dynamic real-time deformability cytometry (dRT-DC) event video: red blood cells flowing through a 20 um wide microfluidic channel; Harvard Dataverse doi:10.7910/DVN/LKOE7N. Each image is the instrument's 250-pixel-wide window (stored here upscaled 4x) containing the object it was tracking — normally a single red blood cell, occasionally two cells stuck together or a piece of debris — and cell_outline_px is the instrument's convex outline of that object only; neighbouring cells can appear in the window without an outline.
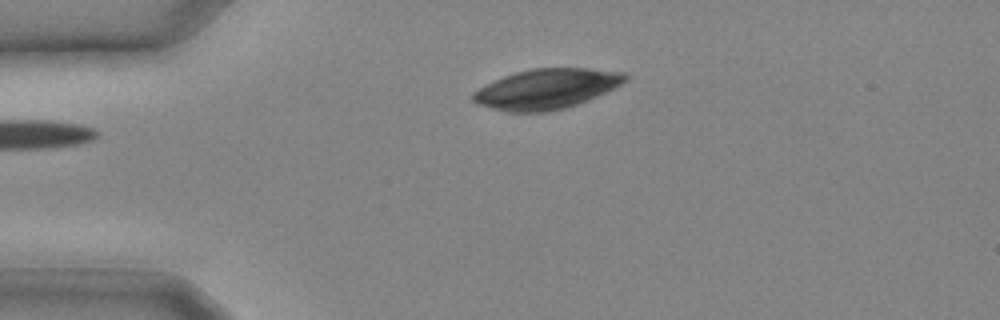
{"species": "common noctule bat (a hibernating species)", "species_latin": "Nyctalus noctula", "temperature_condition": "cold", "stored_images_in_passage": 3, "camera_frame_rate_fps": 3000, "um_per_image_px": 0.085, "animal": {"sex": "male", "body_mass_g": 20.4}, "frame": {"image": 1, "passage_image": 1, "time_ms": 0.0, "image_size_px": [1000, 320], "cell_outline_px": [[628, 80], [588, 100], [564, 108], [548, 112], [508, 112], [476, 104], [472, 100], [472, 92], [504, 76], [516, 72], [532, 68], [588, 68], [624, 72], [628, 76]], "centroid_in_image_um": [46.44, 7.56], "position_along_channel_um": 38.6, "area_um2": 35.26}}